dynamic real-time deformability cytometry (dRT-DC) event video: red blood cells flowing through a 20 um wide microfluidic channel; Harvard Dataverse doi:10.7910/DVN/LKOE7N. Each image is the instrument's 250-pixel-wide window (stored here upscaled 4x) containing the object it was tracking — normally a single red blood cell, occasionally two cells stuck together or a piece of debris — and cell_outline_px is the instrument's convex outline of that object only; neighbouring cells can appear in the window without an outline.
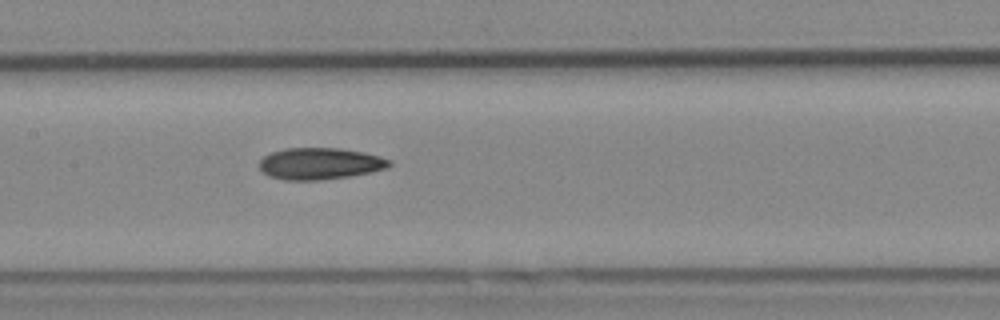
{"species": "Egyptian fruit bat (a non-hibernating species)", "species_latin": "Rousettus aegyptiacus", "temperature_condition": "cold", "stored_images_in_passage": 7, "camera_frame_rate_fps": 3000, "um_per_image_px": 0.085, "animal": {"sex": "female"}, "frame": {"image": 1, "passage_image": 7, "time_ms": 2.0, "image_size_px": [1000, 320], "cell_outline_px": [[392, 164], [388, 168], [348, 176], [320, 180], [284, 180], [268, 176], [260, 168], [260, 160], [264, 156], [272, 152], [284, 148], [340, 148], [364, 152], [380, 156], [392, 160]], "centroid_in_image_um": [27.2, 13.9], "position_along_channel_um": 180.2, "area_um2": 23.99}}